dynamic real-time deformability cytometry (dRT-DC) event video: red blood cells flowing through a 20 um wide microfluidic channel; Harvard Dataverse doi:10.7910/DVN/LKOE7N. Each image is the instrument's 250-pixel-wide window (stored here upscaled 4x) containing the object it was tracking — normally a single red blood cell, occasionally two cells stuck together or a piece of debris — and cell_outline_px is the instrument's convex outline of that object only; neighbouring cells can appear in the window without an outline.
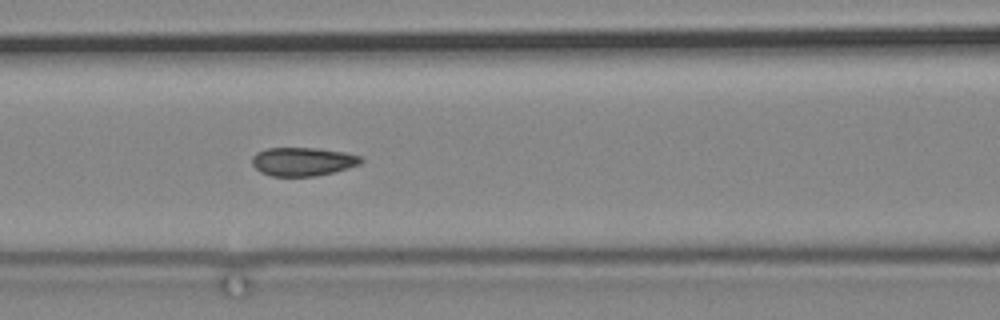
{"species": "common noctule bat (a hibernating species)", "species_latin": "Nyctalus noctula", "temperature_condition": "cold", "stored_images_in_passage": 83, "camera_frame_rate_fps": 3000, "um_per_image_px": 0.085, "animal": {"sex": "male", "body_mass_g": 19.2, "forearm_length_mm": 51.8}, "frame": {"image": 1, "passage_image": 47, "time_ms": 15.333, "image_size_px": [1000, 320], "cell_outline_px": [[364, 160], [360, 164], [348, 168], [332, 172], [312, 176], [272, 176], [260, 172], [252, 164], [252, 156], [256, 152], [268, 148], [316, 148], [344, 152], [360, 156]], "centroid_in_image_um": [25.72, 13.73], "position_along_channel_um": 140.9, "area_um2": 18.03}}
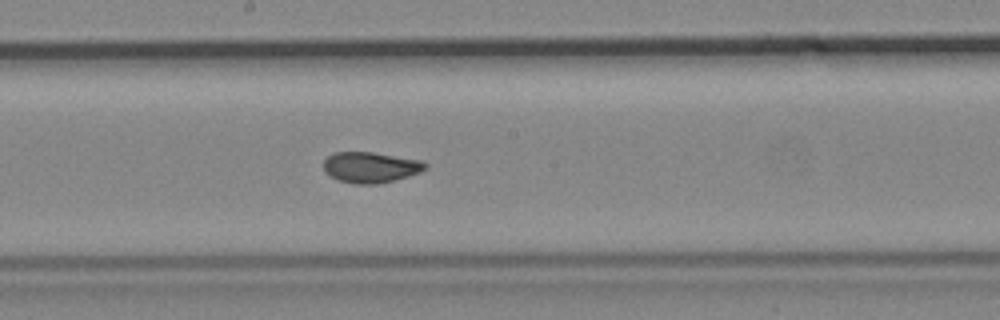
{"frame": {"image": 2, "passage_image": 54, "time_ms": 17.667, "image_size_px": [1000, 320], "cell_outline_px": [[428, 164], [420, 172], [408, 176], [376, 184], [352, 184], [340, 180], [324, 172], [324, 160], [328, 156], [336, 152], [372, 152], [420, 160]], "centroid_in_image_um": [31.47, 14.22], "position_along_channel_um": 216.7, "area_um2": 17.98}}
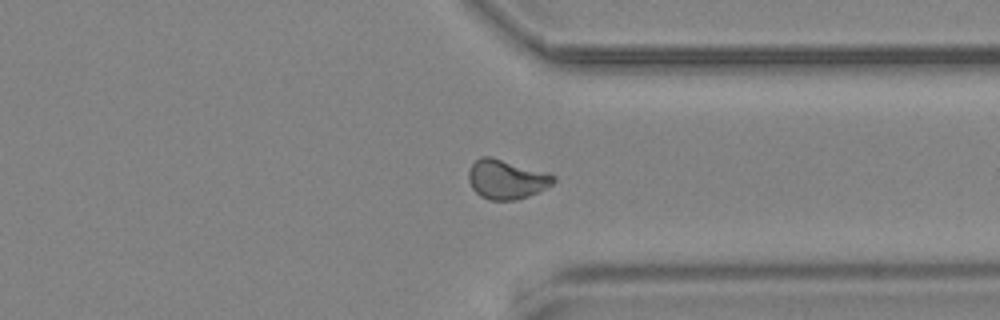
{"frame": {"image": 3, "passage_image": 68, "time_ms": 22.333, "image_size_px": [1000, 320], "cell_outline_px": [[556, 180], [552, 184], [528, 196], [516, 200], [488, 200], [480, 196], [472, 188], [468, 180], [468, 172], [472, 164], [480, 156], [492, 156], [548, 172], [556, 176]], "centroid_in_image_um": [43.04, 15.22], "position_along_channel_um": 368.4, "area_um2": 19.65}}